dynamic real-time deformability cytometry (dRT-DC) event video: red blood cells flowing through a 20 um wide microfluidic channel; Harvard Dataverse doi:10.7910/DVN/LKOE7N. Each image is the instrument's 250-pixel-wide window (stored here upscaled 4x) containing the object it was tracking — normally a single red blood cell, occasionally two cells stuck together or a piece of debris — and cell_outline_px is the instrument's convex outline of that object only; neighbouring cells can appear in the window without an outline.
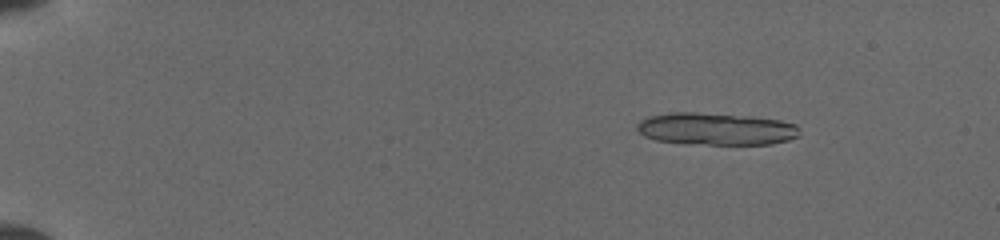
{"species": "common noctule bat (a hibernating species)", "species_latin": "Nyctalus noctula", "temperature_condition": "cold", "stored_images_in_passage": 14, "segment_of_instrument_passage": [1, 2], "camera_frame_rate_fps": 3000, "um_per_image_px": 0.085, "animal": {"sex": "female", "body_mass_g": 19.5, "forearm_length_mm": 54.1}, "frame": {"image": 1, "passage_image": 3, "time_ms": 1.333, "image_size_px": [1000, 240], "cell_outline_px": [[800, 136], [788, 140], [772, 144], [688, 144], [656, 140], [644, 136], [636, 128], [636, 124], [640, 120], [648, 116], [668, 112], [696, 112], [752, 116], [780, 120], [796, 124], [800, 128]], "centroid_in_image_um": [60.86, 10.95], "position_along_channel_um": 24.1, "area_um2": 30.98}}